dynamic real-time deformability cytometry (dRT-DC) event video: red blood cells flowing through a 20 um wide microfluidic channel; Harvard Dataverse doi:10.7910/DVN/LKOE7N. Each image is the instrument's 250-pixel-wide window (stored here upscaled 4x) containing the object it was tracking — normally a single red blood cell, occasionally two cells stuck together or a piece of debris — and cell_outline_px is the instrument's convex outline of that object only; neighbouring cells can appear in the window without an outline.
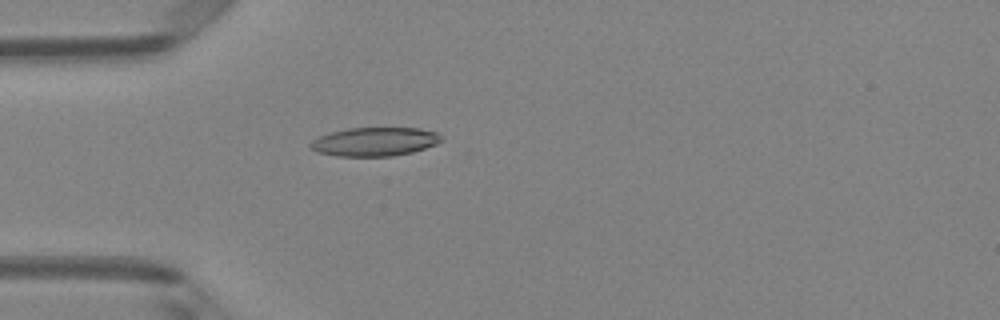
{"species": "Egyptian fruit bat (a non-hibernating species)", "species_latin": "Rousettus aegyptiacus", "temperature_condition": "room temperature", "stored_images_in_passage": 4, "camera_frame_rate_fps": 3000, "um_per_image_px": 0.085, "animal": {"sex": "female"}, "frame": {"image": 1, "passage_image": 4, "time_ms": 1.0, "image_size_px": [1000, 320], "cell_outline_px": [[444, 140], [436, 144], [412, 152], [392, 156], [336, 156], [316, 152], [308, 144], [312, 140], [320, 136], [332, 132], [348, 128], [420, 128], [436, 132]], "centroid_in_image_um": [31.84, 12.04], "position_along_channel_um": 53.2, "area_um2": 21.85}}